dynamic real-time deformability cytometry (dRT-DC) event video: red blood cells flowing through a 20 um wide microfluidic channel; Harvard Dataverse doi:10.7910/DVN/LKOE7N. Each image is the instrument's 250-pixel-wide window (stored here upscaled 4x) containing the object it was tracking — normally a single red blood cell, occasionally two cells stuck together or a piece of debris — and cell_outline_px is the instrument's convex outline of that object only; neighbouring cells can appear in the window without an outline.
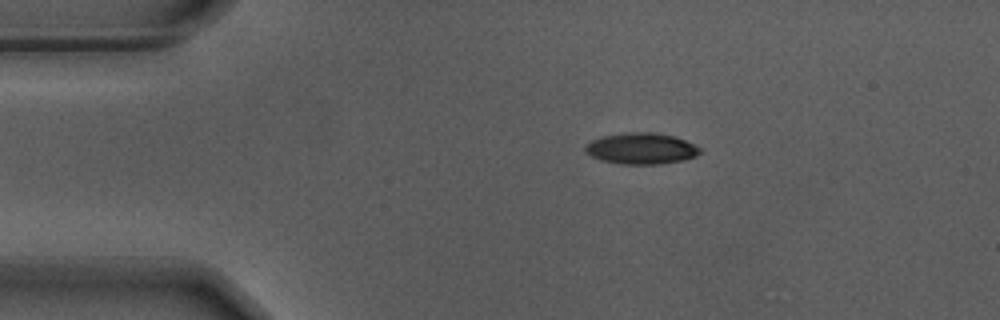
{"species": "Egyptian fruit bat (a non-hibernating species)", "species_latin": "Rousettus aegyptiacus", "temperature_condition": "warm", "stored_images_in_passage": 41, "camera_frame_rate_fps": 3000, "um_per_image_px": 0.085, "animal": {"sex": "male"}, "frame": {"image": 1, "passage_image": 1, "time_ms": 0.0, "image_size_px": [1000, 320], "cell_outline_px": [[704, 152], [696, 156], [684, 160], [660, 164], [620, 164], [600, 160], [584, 152], [584, 148], [592, 140], [604, 136], [628, 132], [656, 132], [676, 136], [704, 148]], "centroid_in_image_um": [54.58, 12.62], "position_along_channel_um": 30.4, "area_um2": 21.21}}
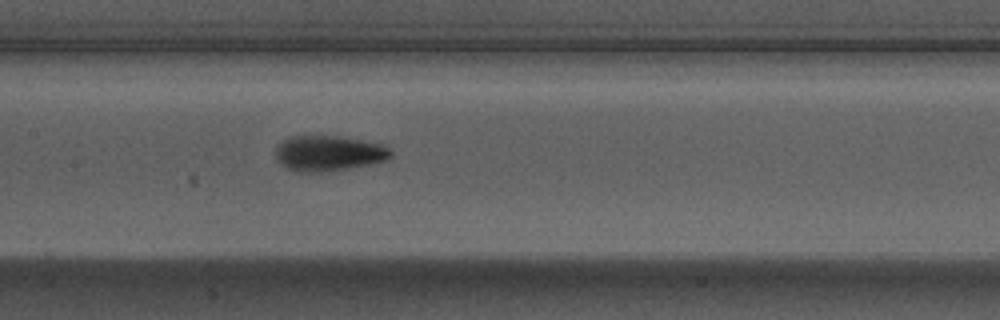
{"frame": {"image": 2, "passage_image": 17, "time_ms": 5.333, "image_size_px": [1000, 320], "cell_outline_px": [[392, 156], [388, 160], [328, 172], [296, 172], [280, 164], [276, 156], [276, 148], [288, 136], [340, 136], [380, 144], [388, 148], [392, 152]], "centroid_in_image_um": [27.92, 13.04], "position_along_channel_um": 179.5, "area_um2": 23.7}}
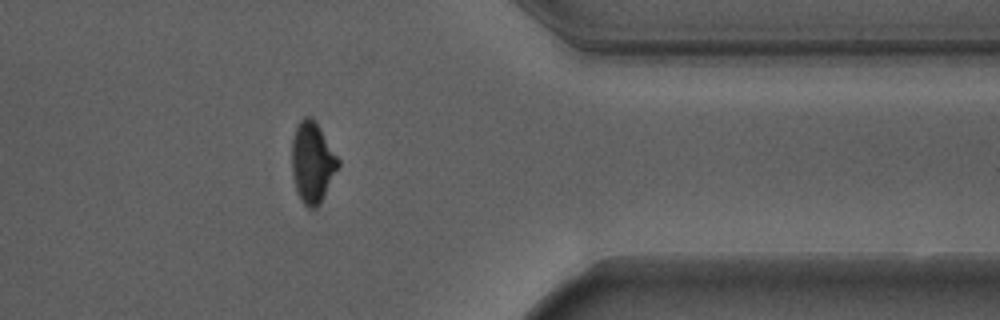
{"frame": {"image": 3, "passage_image": 35, "time_ms": 11.333, "image_size_px": [1000, 320], "cell_outline_px": [[340, 164], [320, 204], [316, 208], [308, 208], [300, 200], [296, 188], [292, 172], [292, 136], [300, 120], [304, 116], [312, 116], [320, 128], [340, 160]], "centroid_in_image_um": [26.55, 13.79], "position_along_channel_um": 384.8, "area_um2": 21.79}, "authors_computed_cell_mechanics": {"area_um2": 22.0796, "velocity_mm_per_s": 3.7075, "shape_relaxation_time_tau1_ms": 3.0501, "shape_relaxation_time_tau2_ms": 1.9535, "deformation_change_tau1": 0.1621, "deformation_change_tau2": 0.084}}